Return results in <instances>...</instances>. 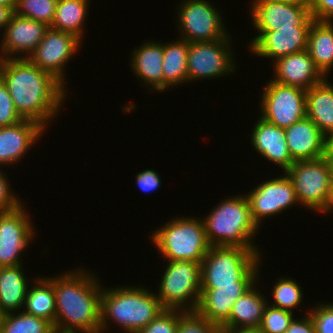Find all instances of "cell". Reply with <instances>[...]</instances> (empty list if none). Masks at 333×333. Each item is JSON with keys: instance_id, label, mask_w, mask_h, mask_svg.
I'll return each mask as SVG.
<instances>
[{"instance_id": "cell-22", "label": "cell", "mask_w": 333, "mask_h": 333, "mask_svg": "<svg viewBox=\"0 0 333 333\" xmlns=\"http://www.w3.org/2000/svg\"><path fill=\"white\" fill-rule=\"evenodd\" d=\"M132 54L130 66L137 78L143 81L150 92H164L163 43L144 42L138 48L135 47Z\"/></svg>"}, {"instance_id": "cell-39", "label": "cell", "mask_w": 333, "mask_h": 333, "mask_svg": "<svg viewBox=\"0 0 333 333\" xmlns=\"http://www.w3.org/2000/svg\"><path fill=\"white\" fill-rule=\"evenodd\" d=\"M7 175L0 169V212H6L16 209L20 204H22L19 196L14 195L12 189H10L9 180H7ZM11 190V191H10Z\"/></svg>"}, {"instance_id": "cell-28", "label": "cell", "mask_w": 333, "mask_h": 333, "mask_svg": "<svg viewBox=\"0 0 333 333\" xmlns=\"http://www.w3.org/2000/svg\"><path fill=\"white\" fill-rule=\"evenodd\" d=\"M164 92L166 89L188 82V42L183 39L163 43Z\"/></svg>"}, {"instance_id": "cell-40", "label": "cell", "mask_w": 333, "mask_h": 333, "mask_svg": "<svg viewBox=\"0 0 333 333\" xmlns=\"http://www.w3.org/2000/svg\"><path fill=\"white\" fill-rule=\"evenodd\" d=\"M135 177L137 186L145 193L160 188L161 178L157 174V171L155 172L153 169H146L139 172Z\"/></svg>"}, {"instance_id": "cell-37", "label": "cell", "mask_w": 333, "mask_h": 333, "mask_svg": "<svg viewBox=\"0 0 333 333\" xmlns=\"http://www.w3.org/2000/svg\"><path fill=\"white\" fill-rule=\"evenodd\" d=\"M307 313L310 315L316 333H333V302L318 303Z\"/></svg>"}, {"instance_id": "cell-24", "label": "cell", "mask_w": 333, "mask_h": 333, "mask_svg": "<svg viewBox=\"0 0 333 333\" xmlns=\"http://www.w3.org/2000/svg\"><path fill=\"white\" fill-rule=\"evenodd\" d=\"M256 283L233 304L229 319L221 326L225 331L257 330L262 322L267 299Z\"/></svg>"}, {"instance_id": "cell-16", "label": "cell", "mask_w": 333, "mask_h": 333, "mask_svg": "<svg viewBox=\"0 0 333 333\" xmlns=\"http://www.w3.org/2000/svg\"><path fill=\"white\" fill-rule=\"evenodd\" d=\"M310 27H293L276 31H258L248 45L257 57L278 58L307 49Z\"/></svg>"}, {"instance_id": "cell-23", "label": "cell", "mask_w": 333, "mask_h": 333, "mask_svg": "<svg viewBox=\"0 0 333 333\" xmlns=\"http://www.w3.org/2000/svg\"><path fill=\"white\" fill-rule=\"evenodd\" d=\"M255 283H237V287H219V289H201L195 311L219 326L230 316L234 302Z\"/></svg>"}, {"instance_id": "cell-48", "label": "cell", "mask_w": 333, "mask_h": 333, "mask_svg": "<svg viewBox=\"0 0 333 333\" xmlns=\"http://www.w3.org/2000/svg\"><path fill=\"white\" fill-rule=\"evenodd\" d=\"M222 333H259L257 330H240V331H225Z\"/></svg>"}, {"instance_id": "cell-1", "label": "cell", "mask_w": 333, "mask_h": 333, "mask_svg": "<svg viewBox=\"0 0 333 333\" xmlns=\"http://www.w3.org/2000/svg\"><path fill=\"white\" fill-rule=\"evenodd\" d=\"M0 78L20 117L44 128L59 115L62 103L68 97V89L62 83L24 57L5 58Z\"/></svg>"}, {"instance_id": "cell-4", "label": "cell", "mask_w": 333, "mask_h": 333, "mask_svg": "<svg viewBox=\"0 0 333 333\" xmlns=\"http://www.w3.org/2000/svg\"><path fill=\"white\" fill-rule=\"evenodd\" d=\"M260 250L237 246H211L201 262V289L237 287V283H256L261 264Z\"/></svg>"}, {"instance_id": "cell-44", "label": "cell", "mask_w": 333, "mask_h": 333, "mask_svg": "<svg viewBox=\"0 0 333 333\" xmlns=\"http://www.w3.org/2000/svg\"><path fill=\"white\" fill-rule=\"evenodd\" d=\"M326 156L333 161V132L326 137Z\"/></svg>"}, {"instance_id": "cell-36", "label": "cell", "mask_w": 333, "mask_h": 333, "mask_svg": "<svg viewBox=\"0 0 333 333\" xmlns=\"http://www.w3.org/2000/svg\"><path fill=\"white\" fill-rule=\"evenodd\" d=\"M178 309H164L138 333H177Z\"/></svg>"}, {"instance_id": "cell-41", "label": "cell", "mask_w": 333, "mask_h": 333, "mask_svg": "<svg viewBox=\"0 0 333 333\" xmlns=\"http://www.w3.org/2000/svg\"><path fill=\"white\" fill-rule=\"evenodd\" d=\"M310 13L315 21L333 20V0H311Z\"/></svg>"}, {"instance_id": "cell-45", "label": "cell", "mask_w": 333, "mask_h": 333, "mask_svg": "<svg viewBox=\"0 0 333 333\" xmlns=\"http://www.w3.org/2000/svg\"><path fill=\"white\" fill-rule=\"evenodd\" d=\"M272 1H280V2H286L290 4L300 5V6H306L310 8L311 0H272Z\"/></svg>"}, {"instance_id": "cell-12", "label": "cell", "mask_w": 333, "mask_h": 333, "mask_svg": "<svg viewBox=\"0 0 333 333\" xmlns=\"http://www.w3.org/2000/svg\"><path fill=\"white\" fill-rule=\"evenodd\" d=\"M81 43L75 35L49 27L40 44L27 59L65 86L66 64L76 55Z\"/></svg>"}, {"instance_id": "cell-5", "label": "cell", "mask_w": 333, "mask_h": 333, "mask_svg": "<svg viewBox=\"0 0 333 333\" xmlns=\"http://www.w3.org/2000/svg\"><path fill=\"white\" fill-rule=\"evenodd\" d=\"M202 220L210 246L259 250L252 239L260 227L253 221L246 195L225 198Z\"/></svg>"}, {"instance_id": "cell-46", "label": "cell", "mask_w": 333, "mask_h": 333, "mask_svg": "<svg viewBox=\"0 0 333 333\" xmlns=\"http://www.w3.org/2000/svg\"><path fill=\"white\" fill-rule=\"evenodd\" d=\"M18 0H0V6L10 7L13 11L17 6Z\"/></svg>"}, {"instance_id": "cell-26", "label": "cell", "mask_w": 333, "mask_h": 333, "mask_svg": "<svg viewBox=\"0 0 333 333\" xmlns=\"http://www.w3.org/2000/svg\"><path fill=\"white\" fill-rule=\"evenodd\" d=\"M23 264L0 267V310L3 314L14 313L24 307L29 280Z\"/></svg>"}, {"instance_id": "cell-33", "label": "cell", "mask_w": 333, "mask_h": 333, "mask_svg": "<svg viewBox=\"0 0 333 333\" xmlns=\"http://www.w3.org/2000/svg\"><path fill=\"white\" fill-rule=\"evenodd\" d=\"M56 4L57 0H18L14 13L51 27L55 18Z\"/></svg>"}, {"instance_id": "cell-38", "label": "cell", "mask_w": 333, "mask_h": 333, "mask_svg": "<svg viewBox=\"0 0 333 333\" xmlns=\"http://www.w3.org/2000/svg\"><path fill=\"white\" fill-rule=\"evenodd\" d=\"M22 120L15 110L6 84L0 78V127L14 125Z\"/></svg>"}, {"instance_id": "cell-34", "label": "cell", "mask_w": 333, "mask_h": 333, "mask_svg": "<svg viewBox=\"0 0 333 333\" xmlns=\"http://www.w3.org/2000/svg\"><path fill=\"white\" fill-rule=\"evenodd\" d=\"M221 326L210 322L196 311L178 309L177 333H222Z\"/></svg>"}, {"instance_id": "cell-35", "label": "cell", "mask_w": 333, "mask_h": 333, "mask_svg": "<svg viewBox=\"0 0 333 333\" xmlns=\"http://www.w3.org/2000/svg\"><path fill=\"white\" fill-rule=\"evenodd\" d=\"M293 319L292 312L271 306L268 300L257 331L259 333H285Z\"/></svg>"}, {"instance_id": "cell-31", "label": "cell", "mask_w": 333, "mask_h": 333, "mask_svg": "<svg viewBox=\"0 0 333 333\" xmlns=\"http://www.w3.org/2000/svg\"><path fill=\"white\" fill-rule=\"evenodd\" d=\"M18 313L3 315L0 333H56L49 321L25 311H18Z\"/></svg>"}, {"instance_id": "cell-19", "label": "cell", "mask_w": 333, "mask_h": 333, "mask_svg": "<svg viewBox=\"0 0 333 333\" xmlns=\"http://www.w3.org/2000/svg\"><path fill=\"white\" fill-rule=\"evenodd\" d=\"M46 129L31 120L0 127V166L21 162L23 156L38 142Z\"/></svg>"}, {"instance_id": "cell-10", "label": "cell", "mask_w": 333, "mask_h": 333, "mask_svg": "<svg viewBox=\"0 0 333 333\" xmlns=\"http://www.w3.org/2000/svg\"><path fill=\"white\" fill-rule=\"evenodd\" d=\"M261 95V116L283 129L306 116V90L270 79Z\"/></svg>"}, {"instance_id": "cell-15", "label": "cell", "mask_w": 333, "mask_h": 333, "mask_svg": "<svg viewBox=\"0 0 333 333\" xmlns=\"http://www.w3.org/2000/svg\"><path fill=\"white\" fill-rule=\"evenodd\" d=\"M251 5L249 15L257 31L311 27L315 21L306 6L272 0H254Z\"/></svg>"}, {"instance_id": "cell-20", "label": "cell", "mask_w": 333, "mask_h": 333, "mask_svg": "<svg viewBox=\"0 0 333 333\" xmlns=\"http://www.w3.org/2000/svg\"><path fill=\"white\" fill-rule=\"evenodd\" d=\"M284 130L294 161L316 160L326 156V136L307 116Z\"/></svg>"}, {"instance_id": "cell-29", "label": "cell", "mask_w": 333, "mask_h": 333, "mask_svg": "<svg viewBox=\"0 0 333 333\" xmlns=\"http://www.w3.org/2000/svg\"><path fill=\"white\" fill-rule=\"evenodd\" d=\"M35 281L32 287H28L23 311L45 319L54 326L56 302L53 284L45 277H37Z\"/></svg>"}, {"instance_id": "cell-14", "label": "cell", "mask_w": 333, "mask_h": 333, "mask_svg": "<svg viewBox=\"0 0 333 333\" xmlns=\"http://www.w3.org/2000/svg\"><path fill=\"white\" fill-rule=\"evenodd\" d=\"M279 178L260 183L247 196L253 221L261 227L262 220L278 215L295 204H299L289 176L284 172Z\"/></svg>"}, {"instance_id": "cell-43", "label": "cell", "mask_w": 333, "mask_h": 333, "mask_svg": "<svg viewBox=\"0 0 333 333\" xmlns=\"http://www.w3.org/2000/svg\"><path fill=\"white\" fill-rule=\"evenodd\" d=\"M13 14L14 11L10 7L0 6V30H5Z\"/></svg>"}, {"instance_id": "cell-11", "label": "cell", "mask_w": 333, "mask_h": 333, "mask_svg": "<svg viewBox=\"0 0 333 333\" xmlns=\"http://www.w3.org/2000/svg\"><path fill=\"white\" fill-rule=\"evenodd\" d=\"M231 38L210 42L188 43V82L231 75L236 66L231 52Z\"/></svg>"}, {"instance_id": "cell-42", "label": "cell", "mask_w": 333, "mask_h": 333, "mask_svg": "<svg viewBox=\"0 0 333 333\" xmlns=\"http://www.w3.org/2000/svg\"><path fill=\"white\" fill-rule=\"evenodd\" d=\"M306 311V317L293 319L285 333H316L313 321Z\"/></svg>"}, {"instance_id": "cell-9", "label": "cell", "mask_w": 333, "mask_h": 333, "mask_svg": "<svg viewBox=\"0 0 333 333\" xmlns=\"http://www.w3.org/2000/svg\"><path fill=\"white\" fill-rule=\"evenodd\" d=\"M180 4L177 9L180 39L196 43L230 38L222 13L208 0H182Z\"/></svg>"}, {"instance_id": "cell-6", "label": "cell", "mask_w": 333, "mask_h": 333, "mask_svg": "<svg viewBox=\"0 0 333 333\" xmlns=\"http://www.w3.org/2000/svg\"><path fill=\"white\" fill-rule=\"evenodd\" d=\"M196 218L175 217L152 232L150 239L164 261H203L211 246L202 218Z\"/></svg>"}, {"instance_id": "cell-13", "label": "cell", "mask_w": 333, "mask_h": 333, "mask_svg": "<svg viewBox=\"0 0 333 333\" xmlns=\"http://www.w3.org/2000/svg\"><path fill=\"white\" fill-rule=\"evenodd\" d=\"M30 219L22 204L14 210L0 212V267L23 264L20 255L35 235Z\"/></svg>"}, {"instance_id": "cell-2", "label": "cell", "mask_w": 333, "mask_h": 333, "mask_svg": "<svg viewBox=\"0 0 333 333\" xmlns=\"http://www.w3.org/2000/svg\"><path fill=\"white\" fill-rule=\"evenodd\" d=\"M91 273L79 268L61 273L59 277H47L55 291L56 333H101L103 287L99 278Z\"/></svg>"}, {"instance_id": "cell-17", "label": "cell", "mask_w": 333, "mask_h": 333, "mask_svg": "<svg viewBox=\"0 0 333 333\" xmlns=\"http://www.w3.org/2000/svg\"><path fill=\"white\" fill-rule=\"evenodd\" d=\"M48 28L44 23L14 13L4 32H1L0 49L4 57L23 58L25 55L24 58H28L44 38Z\"/></svg>"}, {"instance_id": "cell-27", "label": "cell", "mask_w": 333, "mask_h": 333, "mask_svg": "<svg viewBox=\"0 0 333 333\" xmlns=\"http://www.w3.org/2000/svg\"><path fill=\"white\" fill-rule=\"evenodd\" d=\"M307 51L327 78L333 68V21H314L311 24Z\"/></svg>"}, {"instance_id": "cell-50", "label": "cell", "mask_w": 333, "mask_h": 333, "mask_svg": "<svg viewBox=\"0 0 333 333\" xmlns=\"http://www.w3.org/2000/svg\"><path fill=\"white\" fill-rule=\"evenodd\" d=\"M3 313H2V311L0 310V324H1V322H2V318H3Z\"/></svg>"}, {"instance_id": "cell-30", "label": "cell", "mask_w": 333, "mask_h": 333, "mask_svg": "<svg viewBox=\"0 0 333 333\" xmlns=\"http://www.w3.org/2000/svg\"><path fill=\"white\" fill-rule=\"evenodd\" d=\"M90 0H57L55 18L51 28L68 32L83 40L84 21Z\"/></svg>"}, {"instance_id": "cell-8", "label": "cell", "mask_w": 333, "mask_h": 333, "mask_svg": "<svg viewBox=\"0 0 333 333\" xmlns=\"http://www.w3.org/2000/svg\"><path fill=\"white\" fill-rule=\"evenodd\" d=\"M166 265L155 293L162 306L195 311L201 292V263L180 260L168 261Z\"/></svg>"}, {"instance_id": "cell-25", "label": "cell", "mask_w": 333, "mask_h": 333, "mask_svg": "<svg viewBox=\"0 0 333 333\" xmlns=\"http://www.w3.org/2000/svg\"><path fill=\"white\" fill-rule=\"evenodd\" d=\"M328 81L306 90V116L326 137L333 132V85Z\"/></svg>"}, {"instance_id": "cell-3", "label": "cell", "mask_w": 333, "mask_h": 333, "mask_svg": "<svg viewBox=\"0 0 333 333\" xmlns=\"http://www.w3.org/2000/svg\"><path fill=\"white\" fill-rule=\"evenodd\" d=\"M153 293L142 285L102 289L101 333L110 320L124 333H138L165 309Z\"/></svg>"}, {"instance_id": "cell-21", "label": "cell", "mask_w": 333, "mask_h": 333, "mask_svg": "<svg viewBox=\"0 0 333 333\" xmlns=\"http://www.w3.org/2000/svg\"><path fill=\"white\" fill-rule=\"evenodd\" d=\"M251 145L260 156L285 172L295 161L292 159L283 128H280L259 116L252 129Z\"/></svg>"}, {"instance_id": "cell-18", "label": "cell", "mask_w": 333, "mask_h": 333, "mask_svg": "<svg viewBox=\"0 0 333 333\" xmlns=\"http://www.w3.org/2000/svg\"><path fill=\"white\" fill-rule=\"evenodd\" d=\"M273 71V81L304 90H308L326 79L307 49L278 58L273 62Z\"/></svg>"}, {"instance_id": "cell-47", "label": "cell", "mask_w": 333, "mask_h": 333, "mask_svg": "<svg viewBox=\"0 0 333 333\" xmlns=\"http://www.w3.org/2000/svg\"><path fill=\"white\" fill-rule=\"evenodd\" d=\"M333 212V175L331 180V190H330V196H329V202H328V212Z\"/></svg>"}, {"instance_id": "cell-49", "label": "cell", "mask_w": 333, "mask_h": 333, "mask_svg": "<svg viewBox=\"0 0 333 333\" xmlns=\"http://www.w3.org/2000/svg\"><path fill=\"white\" fill-rule=\"evenodd\" d=\"M4 60H5V57L3 55V52L0 51V75H1L3 64H4Z\"/></svg>"}, {"instance_id": "cell-32", "label": "cell", "mask_w": 333, "mask_h": 333, "mask_svg": "<svg viewBox=\"0 0 333 333\" xmlns=\"http://www.w3.org/2000/svg\"><path fill=\"white\" fill-rule=\"evenodd\" d=\"M274 284L272 287L274 303L269 305L293 313L292 309L298 308L300 302L302 303V286H299L296 280L284 276Z\"/></svg>"}, {"instance_id": "cell-7", "label": "cell", "mask_w": 333, "mask_h": 333, "mask_svg": "<svg viewBox=\"0 0 333 333\" xmlns=\"http://www.w3.org/2000/svg\"><path fill=\"white\" fill-rule=\"evenodd\" d=\"M285 173L292 181L300 205L328 213L333 161L327 156L316 160L295 161Z\"/></svg>"}]
</instances>
